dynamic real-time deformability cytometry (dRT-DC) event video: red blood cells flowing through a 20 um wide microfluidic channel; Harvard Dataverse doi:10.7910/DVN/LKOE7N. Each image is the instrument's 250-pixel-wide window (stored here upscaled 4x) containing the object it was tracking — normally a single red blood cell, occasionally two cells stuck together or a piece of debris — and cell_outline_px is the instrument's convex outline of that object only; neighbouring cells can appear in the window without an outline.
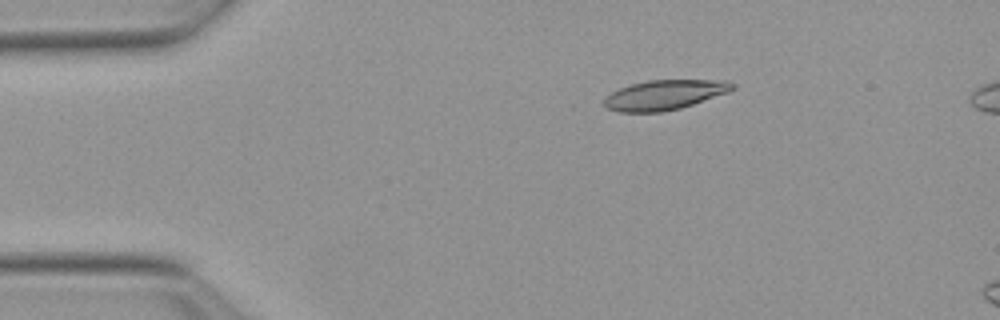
{"species": "Egyptian fruit bat (a non-hibernating species)", "species_latin": "Rousettus aegyptiacus", "temperature_condition": "warm", "stored_images_in_passage": 6, "camera_frame_rate_fps": 3000, "um_per_image_px": 0.085, "animal": {"sex": "female"}, "frame": {"image": 1, "passage_image": 1, "time_ms": 0.0, "image_size_px": [1000, 320], "cell_outline_px": [[736, 88], [728, 92], [680, 108], [660, 112], [620, 112], [608, 108], [604, 104], [604, 100], [612, 92], [620, 88], [632, 84], [648, 80], [724, 80], [736, 84]], "centroid_in_image_um": [56.51, 8.06], "position_along_channel_um": 28.5, "area_um2": 22.02}}